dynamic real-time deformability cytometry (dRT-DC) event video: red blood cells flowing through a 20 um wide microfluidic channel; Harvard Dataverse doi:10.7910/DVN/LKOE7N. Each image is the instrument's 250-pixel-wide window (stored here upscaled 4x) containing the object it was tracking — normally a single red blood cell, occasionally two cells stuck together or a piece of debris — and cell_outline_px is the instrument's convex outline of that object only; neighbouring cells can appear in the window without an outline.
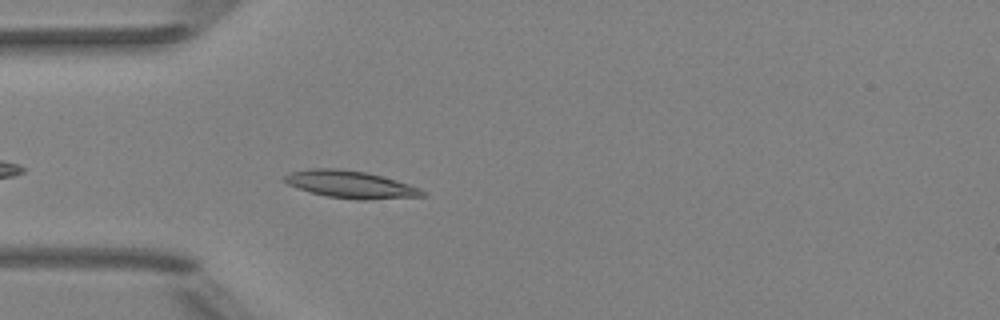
{"species": "Egyptian fruit bat (a non-hibernating species)", "species_latin": "Rousettus aegyptiacus", "temperature_condition": "room temperature", "stored_images_in_passage": 40, "camera_frame_rate_fps": 3000, "um_per_image_px": 0.085, "animal": {"sex": "female"}, "frame": {"image": 1, "passage_image": 4, "time_ms": 1.0, "image_size_px": [1000, 320], "cell_outline_px": [[428, 196], [368, 200], [356, 200], [328, 196], [312, 192], [288, 184], [284, 180], [284, 176], [292, 172], [308, 168], [336, 168], [364, 172], [380, 176], [408, 184], [420, 188]], "centroid_in_image_um": [29.82, 15.68], "position_along_channel_um": 55.2, "area_um2": 21.68}}
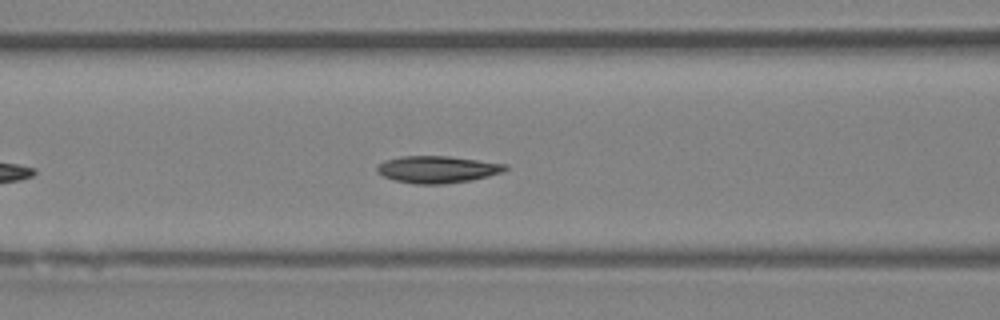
{"frame": {"image": 2, "passage_image": 10, "time_ms": 3.0, "image_size_px": [1000, 320], "cell_outline_px": [[508, 168], [504, 172], [472, 180], [444, 184], [416, 184], [396, 180], [384, 176], [376, 172], [376, 168], [384, 160], [400, 156], [448, 156], [508, 164]], "centroid_in_image_um": [37.2, 14.39], "position_along_channel_um": 129.4, "area_um2": 20.23}}
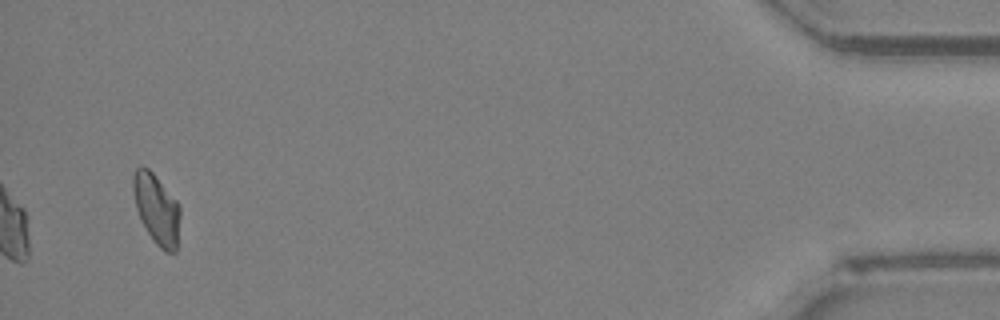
{"frame": {"image": 3, "passage_image": 38, "time_ms": 12.333, "image_size_px": [1000, 320], "cell_outline_px": [[180, 216], [176, 252], [164, 252], [156, 244], [148, 232], [136, 208], [132, 188], [132, 176], [136, 168], [140, 164], [148, 168], [152, 172], [180, 204]], "centroid_in_image_um": [13.31, 17.74], "position_along_channel_um": 421.9, "area_um2": 19.19}, "authors_computed_cell_mechanics": {"area_um2": 19.3919, "velocity_mm_per_s": 4.0079, "shape_relaxation_time_tau1_ms": 4.5285, "shape_relaxation_time_tau2_ms": 1.9005, "deformation_change_tau1": 0.1517, "deformation_change_tau2": 0.0657}}